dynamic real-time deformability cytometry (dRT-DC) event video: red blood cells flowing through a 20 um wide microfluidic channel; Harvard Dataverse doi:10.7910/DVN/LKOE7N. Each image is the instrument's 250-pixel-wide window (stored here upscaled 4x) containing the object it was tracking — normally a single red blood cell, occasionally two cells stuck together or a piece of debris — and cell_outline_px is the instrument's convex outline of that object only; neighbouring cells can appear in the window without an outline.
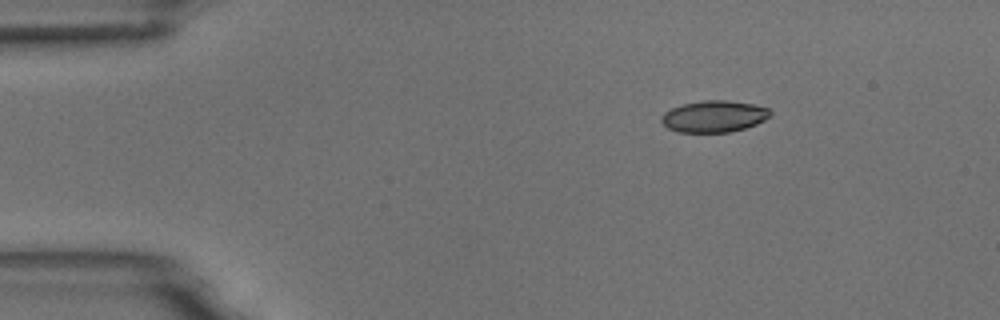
{"species": "common noctule bat (a hibernating species)", "species_latin": "Nyctalus noctula", "temperature_condition": "room temperature", "stored_images_in_passage": 3, "camera_frame_rate_fps": 3000, "um_per_image_px": 0.085, "animal": {"sex": "male", "body_mass_g": 18.8}, "frame": {"image": 1, "passage_image": 1, "time_ms": 0.0, "image_size_px": [1000, 320], "cell_outline_px": [[772, 116], [756, 124], [744, 128], [728, 132], [676, 132], [668, 128], [660, 120], [660, 116], [664, 112], [680, 104], [704, 100], [728, 100], [752, 104], [768, 108], [772, 112]], "centroid_in_image_um": [60.67, 9.89], "position_along_channel_um": 24.3, "area_um2": 20.17}}